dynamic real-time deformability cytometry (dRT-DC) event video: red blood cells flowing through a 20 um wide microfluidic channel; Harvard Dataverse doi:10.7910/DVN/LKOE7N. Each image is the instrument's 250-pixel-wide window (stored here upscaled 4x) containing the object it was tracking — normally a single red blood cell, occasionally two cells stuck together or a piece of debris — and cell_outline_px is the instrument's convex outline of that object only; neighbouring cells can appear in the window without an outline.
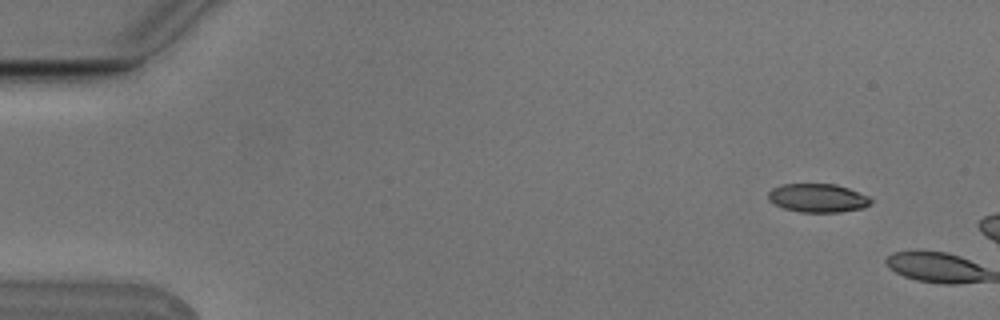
{"species": "Egyptian fruit bat (a non-hibernating species)", "species_latin": "Rousettus aegyptiacus", "temperature_condition": "cold", "stored_images_in_passage": 2, "camera_frame_rate_fps": 3000, "um_per_image_px": 0.085, "animal": {"sex": "male"}, "frame": {"image": 1, "passage_image": 1, "time_ms": 0.0, "image_size_px": [1000, 320], "cell_outline_px": [[872, 204], [864, 208], [840, 212], [800, 212], [784, 208], [768, 200], [768, 192], [772, 188], [784, 184], [836, 184], [848, 188], [868, 196], [872, 200]], "centroid_in_image_um": [69.53, 16.83], "position_along_channel_um": 15.5, "area_um2": 17.11}}